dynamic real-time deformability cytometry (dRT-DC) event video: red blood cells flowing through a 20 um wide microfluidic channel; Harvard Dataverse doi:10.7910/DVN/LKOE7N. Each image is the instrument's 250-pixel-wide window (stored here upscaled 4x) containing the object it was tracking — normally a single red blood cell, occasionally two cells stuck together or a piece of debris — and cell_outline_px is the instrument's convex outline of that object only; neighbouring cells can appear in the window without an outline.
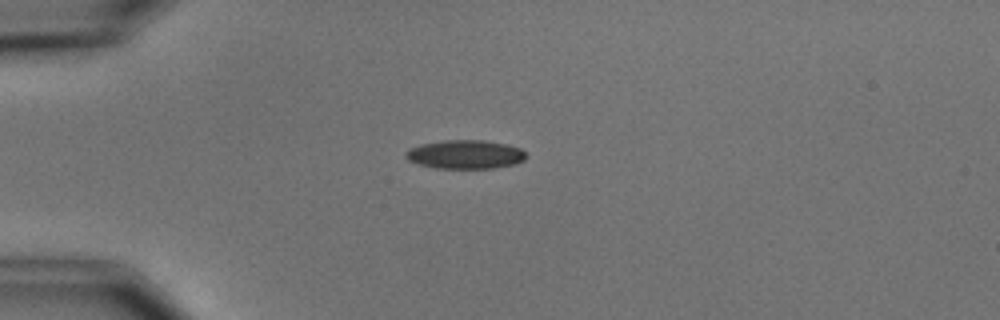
{"species": "common noctule bat (a hibernating species)", "species_latin": "Nyctalus noctula", "temperature_condition": "cold", "stored_images_in_passage": 8, "camera_frame_rate_fps": 3000, "um_per_image_px": 0.085, "animal": {"sex": "male", "body_mass_g": 15.6}, "frame": {"image": 1, "passage_image": 4, "time_ms": 4.333, "image_size_px": [1000, 320], "cell_outline_px": [[528, 156], [524, 160], [516, 164], [492, 168], [436, 168], [420, 164], [408, 160], [404, 156], [404, 152], [408, 148], [420, 144], [444, 140], [484, 140], [508, 144], [520, 148]], "centroid_in_image_um": [39.54, 13.12], "position_along_channel_um": 45.5, "area_um2": 20.35}}
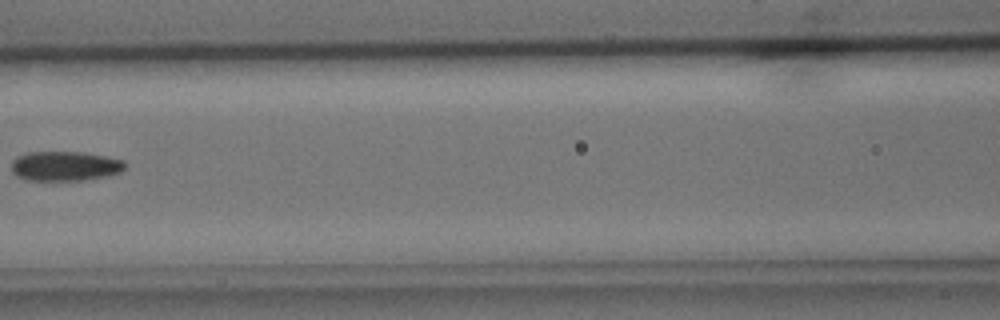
{"frame": {"image": 2, "passage_image": 7, "time_ms": 8.0, "image_size_px": [1000, 320], "cell_outline_px": [[124, 168], [120, 172], [108, 176], [84, 180], [24, 180], [16, 176], [12, 172], [12, 160], [16, 156], [28, 152], [84, 152], [124, 160]], "centroid_in_image_um": [5.49, 14.12], "position_along_channel_um": 161.1, "area_um2": 19.71}}
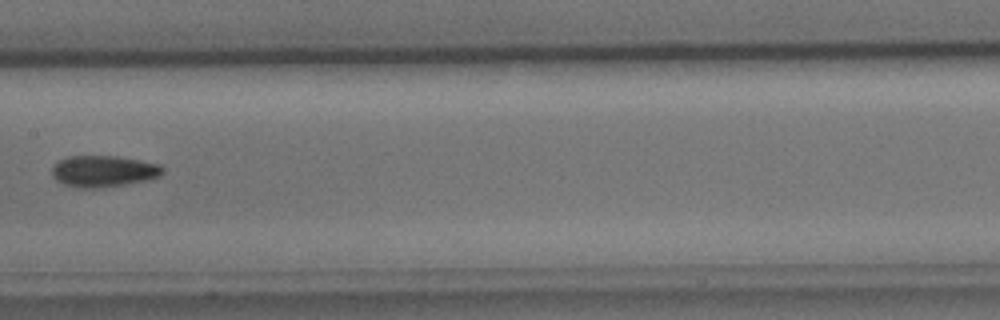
{"frame": {"image": 3, "passage_image": 8, "time_ms": 9.0, "image_size_px": [1000, 320], "cell_outline_px": [[164, 172], [160, 176], [148, 180], [124, 184], [96, 188], [76, 188], [64, 184], [56, 180], [52, 176], [52, 164], [68, 156], [116, 156], [140, 160], [160, 164], [164, 168]], "centroid_in_image_um": [8.79, 14.55], "position_along_channel_um": 198.6, "area_um2": 20.4}}